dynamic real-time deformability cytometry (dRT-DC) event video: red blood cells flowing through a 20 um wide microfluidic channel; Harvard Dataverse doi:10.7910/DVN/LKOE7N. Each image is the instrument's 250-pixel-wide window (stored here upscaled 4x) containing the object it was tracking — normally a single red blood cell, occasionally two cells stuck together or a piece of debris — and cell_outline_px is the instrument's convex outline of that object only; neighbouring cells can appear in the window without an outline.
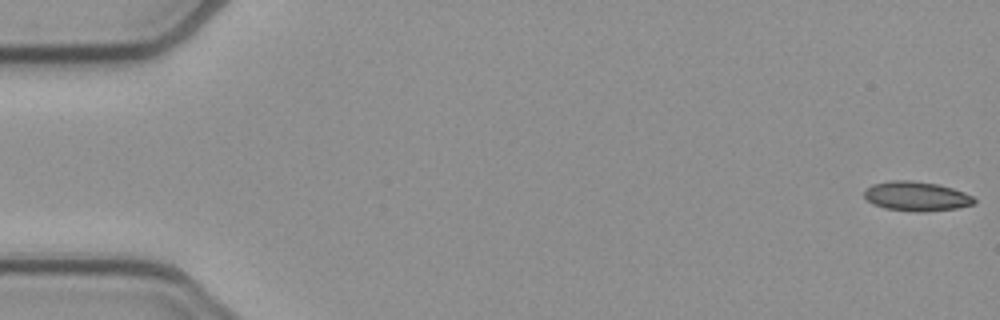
{"species": "common noctule bat (a hibernating species)", "species_latin": "Nyctalus noctula", "temperature_condition": "cold", "stored_images_in_passage": 53, "camera_frame_rate_fps": 3000, "um_per_image_px": 0.085, "animal": {"sex": "female", "body_mass_g": 21.9}, "frame": {"image": 1, "passage_image": 1, "time_ms": 0.0, "image_size_px": [1000, 320], "cell_outline_px": [[976, 204], [956, 208], [924, 212], [920, 212], [884, 208], [872, 204], [864, 196], [864, 192], [872, 184], [892, 180], [912, 180], [936, 184], [952, 188], [964, 192], [972, 196], [976, 200]], "centroid_in_image_um": [77.9, 16.68], "position_along_channel_um": 7.1, "area_um2": 18.84}}
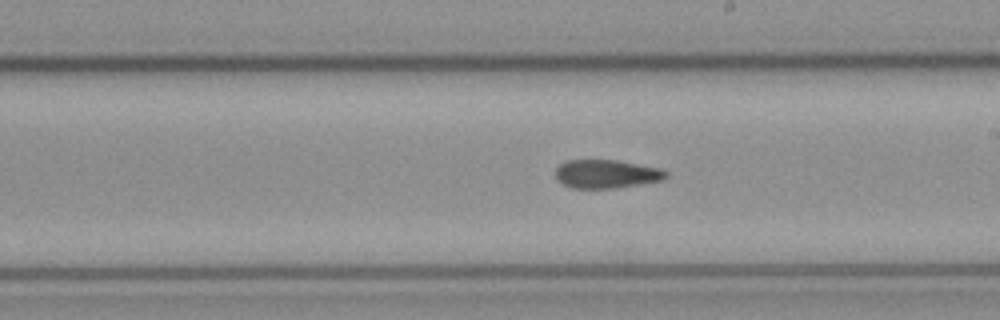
{"frame": {"image": 2, "passage_image": 30, "time_ms": 9.667, "image_size_px": [1000, 320], "cell_outline_px": [[668, 176], [664, 180], [616, 188], [572, 188], [556, 180], [556, 168], [560, 164], [568, 160], [616, 160], [660, 168], [668, 172]], "centroid_in_image_um": [51.56, 14.79], "position_along_channel_um": 237.4, "area_um2": 18.38}}
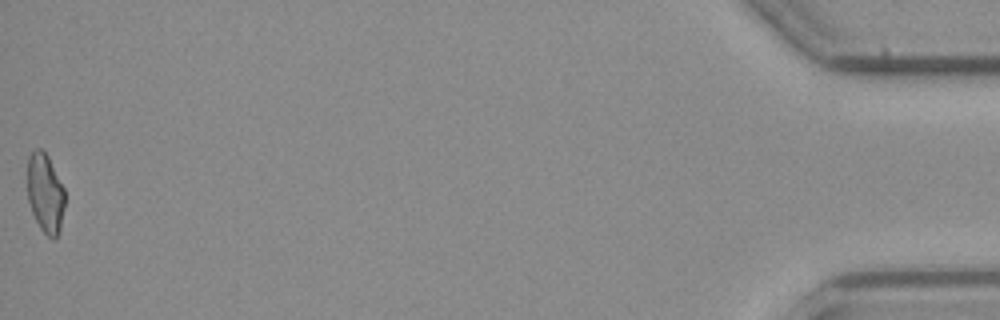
{"frame": {"image": 3, "passage_image": 53, "time_ms": 17.333, "image_size_px": [1000, 320], "cell_outline_px": [[64, 208], [60, 232], [52, 240], [40, 228], [32, 212], [28, 200], [28, 156], [36, 148], [40, 148], [48, 156], [64, 188]], "centroid_in_image_um": [3.85, 16.43], "position_along_channel_um": 431.3, "area_um2": 17.22}, "authors_computed_cell_mechanics": {"area_um2": 18.785, "velocity_mm_per_s": 3.8931, "shape_relaxation_time_tau1_ms": null, "shape_relaxation_time_tau2_ms": 2.1451, "deformation_change_tau1": null, "deformation_change_tau2": 0.0943}}